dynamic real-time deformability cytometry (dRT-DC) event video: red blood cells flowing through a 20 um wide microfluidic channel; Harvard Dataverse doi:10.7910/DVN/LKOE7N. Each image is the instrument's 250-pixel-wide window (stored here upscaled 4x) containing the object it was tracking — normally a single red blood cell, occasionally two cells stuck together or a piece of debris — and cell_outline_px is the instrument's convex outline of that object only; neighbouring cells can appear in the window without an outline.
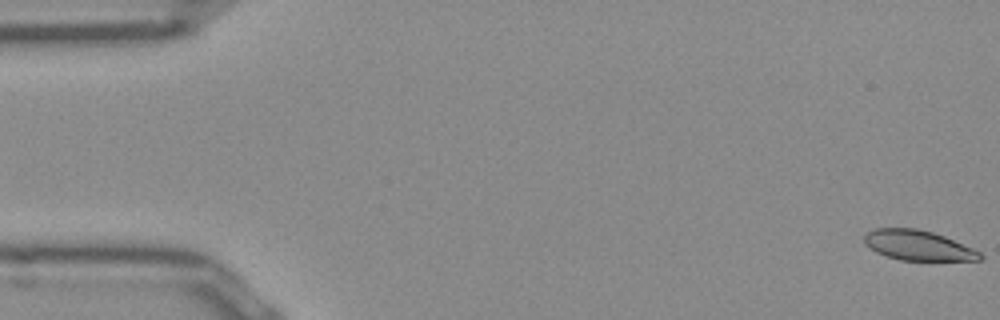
{"species": "Egyptian fruit bat (a non-hibernating species)", "species_latin": "Rousettus aegyptiacus", "temperature_condition": "room temperature", "stored_images_in_passage": 52, "camera_frame_rate_fps": 3000, "um_per_image_px": 0.085, "frame": {"image": 1, "passage_image": 1, "time_ms": 0.0, "image_size_px": [1000, 320], "cell_outline_px": [[984, 256], [980, 260], [900, 260], [876, 252], [864, 244], [864, 236], [868, 232], [876, 228], [916, 228], [932, 232], [944, 236], [972, 248], [980, 252]], "centroid_in_image_um": [78.02, 20.85], "position_along_channel_um": 7.0, "area_um2": 20.06}}
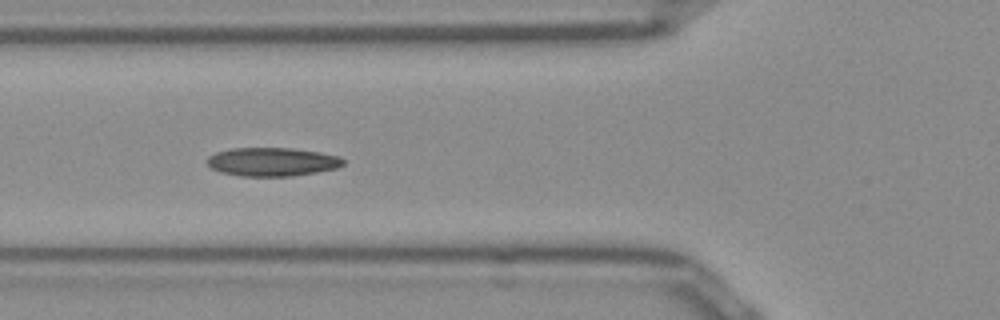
{"frame": {"image": 2, "passage_image": 19, "time_ms": 6.0, "image_size_px": [1000, 320], "cell_outline_px": [[344, 164], [336, 168], [316, 172], [292, 176], [240, 176], [220, 172], [212, 168], [208, 164], [208, 156], [216, 152], [232, 148], [292, 148], [320, 152], [340, 156], [344, 160]], "centroid_in_image_um": [23.14, 13.75], "position_along_channel_um": 102.7, "area_um2": 22.66}}
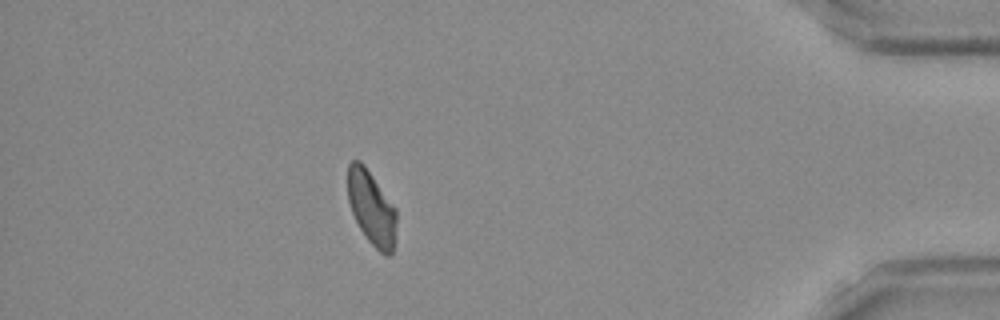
{"frame": {"image": 3, "passage_image": 46, "time_ms": 15.0, "image_size_px": [1000, 320], "cell_outline_px": [[396, 224], [392, 252], [388, 256], [384, 256], [368, 240], [360, 228], [352, 212], [348, 200], [348, 164], [352, 160], [360, 160], [364, 164], [396, 208]], "centroid_in_image_um": [31.58, 17.66], "position_along_channel_um": 403.6, "area_um2": 20.87}, "authors_computed_cell_mechanics": {"area_um2": 21.675, "velocity_mm_per_s": 3.8974, "shape_relaxation_time_tau1_ms": 6.5999, "shape_relaxation_time_tau2_ms": 6.583, "deformation_change_tau1": 0.1374, "deformation_change_tau2": 0.1134}}